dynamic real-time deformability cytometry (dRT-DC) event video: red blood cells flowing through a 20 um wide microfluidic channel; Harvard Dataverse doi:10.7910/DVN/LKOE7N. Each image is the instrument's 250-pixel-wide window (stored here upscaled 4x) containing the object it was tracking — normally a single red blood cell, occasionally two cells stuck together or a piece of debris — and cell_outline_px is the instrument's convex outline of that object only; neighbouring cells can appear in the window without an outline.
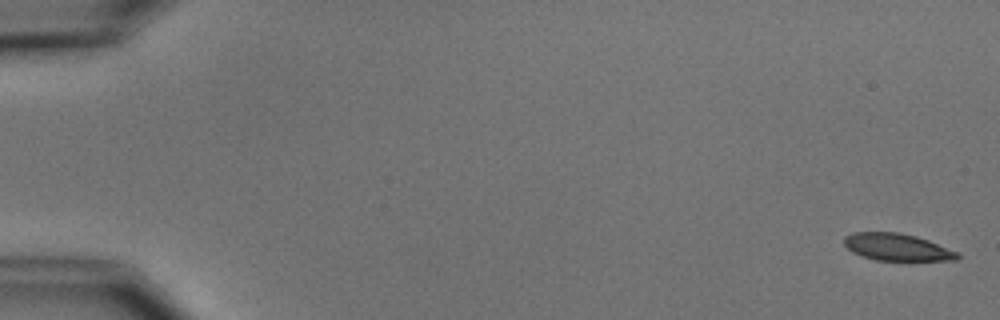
{"species": "common noctule bat (a hibernating species)", "species_latin": "Nyctalus noctula", "temperature_condition": "cold", "stored_images_in_passage": 6, "camera_frame_rate_fps": 3000, "um_per_image_px": 0.085, "animal": {"sex": "male", "body_mass_g": 15.6}, "frame": {"image": 1, "passage_image": 1, "time_ms": 0.0, "image_size_px": [1000, 320], "cell_outline_px": [[960, 256], [956, 260], [876, 260], [860, 256], [852, 252], [844, 244], [844, 236], [852, 232], [900, 232], [916, 236], [928, 240], [960, 252]], "centroid_in_image_um": [76.24, 21.0], "position_along_channel_um": 8.8, "area_um2": 18.03}}
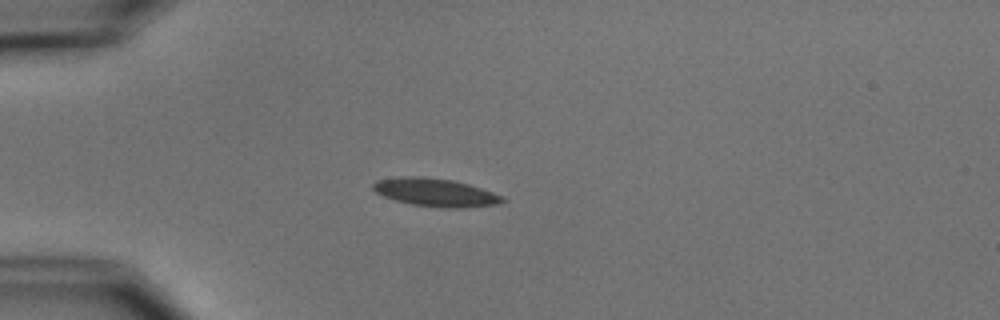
{"frame": {"image": 2, "passage_image": 5, "time_ms": 4.667, "image_size_px": [1000, 320], "cell_outline_px": [[508, 200], [496, 204], [464, 208], [444, 208], [412, 204], [396, 200], [384, 196], [376, 192], [372, 188], [372, 184], [376, 180], [400, 176], [420, 176], [452, 180], [468, 184], [492, 192]], "centroid_in_image_um": [36.98, 16.35], "position_along_channel_um": 48.0, "area_um2": 21.04}}